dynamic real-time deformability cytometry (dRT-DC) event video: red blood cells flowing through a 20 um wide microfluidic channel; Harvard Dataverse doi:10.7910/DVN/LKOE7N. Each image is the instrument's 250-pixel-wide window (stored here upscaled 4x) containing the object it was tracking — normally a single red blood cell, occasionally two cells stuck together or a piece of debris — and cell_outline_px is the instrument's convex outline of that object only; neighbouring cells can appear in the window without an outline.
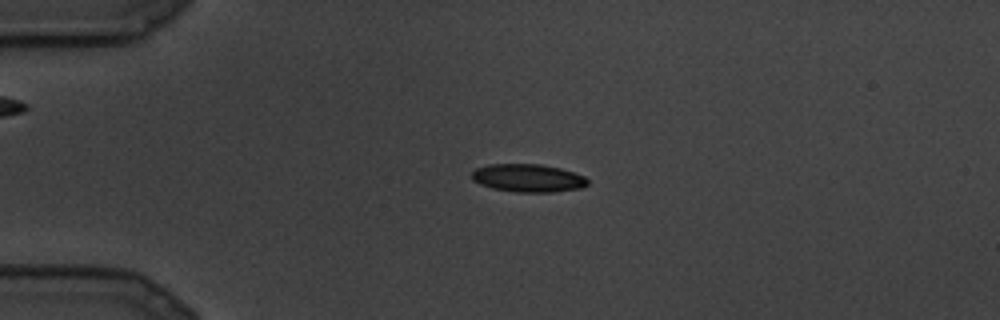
{"species": "common noctule bat (a hibernating species)", "species_latin": "Nyctalus noctula", "temperature_condition": "cold", "stored_images_in_passage": 9, "camera_frame_rate_fps": 3000, "um_per_image_px": 0.085, "animal": {"sex": "male", "body_mass_g": 19.5, "forearm_length_mm": 54.6}, "frame": {"image": 1, "passage_image": 2, "time_ms": 0.333, "image_size_px": [1000, 320], "cell_outline_px": [[588, 184], [580, 188], [552, 192], [516, 192], [492, 188], [480, 184], [472, 180], [472, 172], [476, 168], [488, 164], [540, 164], [560, 168], [584, 176], [588, 180]], "centroid_in_image_um": [44.86, 15.13], "position_along_channel_um": 40.1, "area_um2": 18.84}}
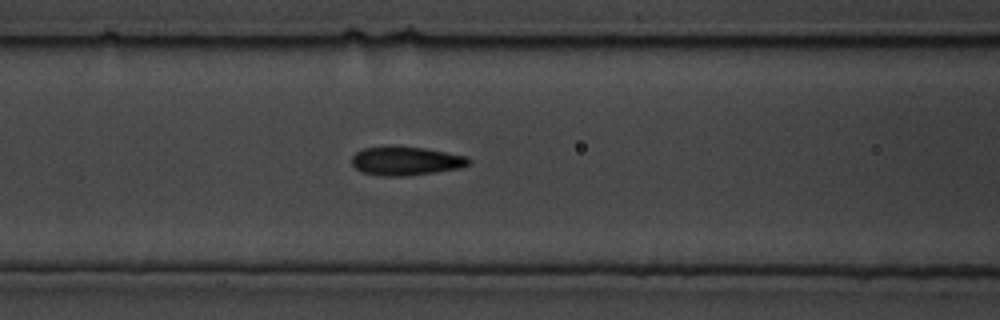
{"frame": {"image": 2, "passage_image": 7, "time_ms": 2.0, "image_size_px": [1000, 320], "cell_outline_px": [[472, 160], [468, 164], [460, 168], [436, 172], [404, 176], [380, 176], [364, 172], [356, 168], [352, 164], [352, 156], [356, 152], [364, 148], [388, 144], [424, 148], [468, 156]], "centroid_in_image_um": [34.49, 13.65], "position_along_channel_um": 132.1, "area_um2": 19.94}}
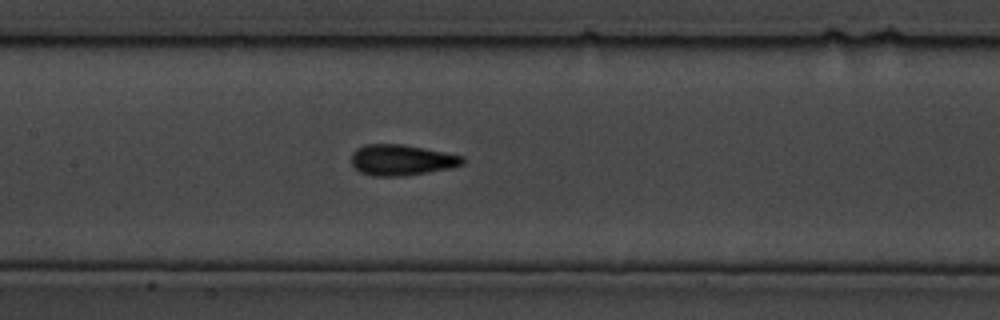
{"frame": {"image": 3, "passage_image": 9, "time_ms": 2.667, "image_size_px": [1000, 320], "cell_outline_px": [[464, 164], [452, 168], [428, 172], [400, 176], [372, 176], [360, 172], [352, 164], [352, 152], [356, 148], [364, 144], [404, 144], [464, 156]], "centroid_in_image_um": [34.13, 13.59], "position_along_channel_um": 173.3, "area_um2": 20.06}}